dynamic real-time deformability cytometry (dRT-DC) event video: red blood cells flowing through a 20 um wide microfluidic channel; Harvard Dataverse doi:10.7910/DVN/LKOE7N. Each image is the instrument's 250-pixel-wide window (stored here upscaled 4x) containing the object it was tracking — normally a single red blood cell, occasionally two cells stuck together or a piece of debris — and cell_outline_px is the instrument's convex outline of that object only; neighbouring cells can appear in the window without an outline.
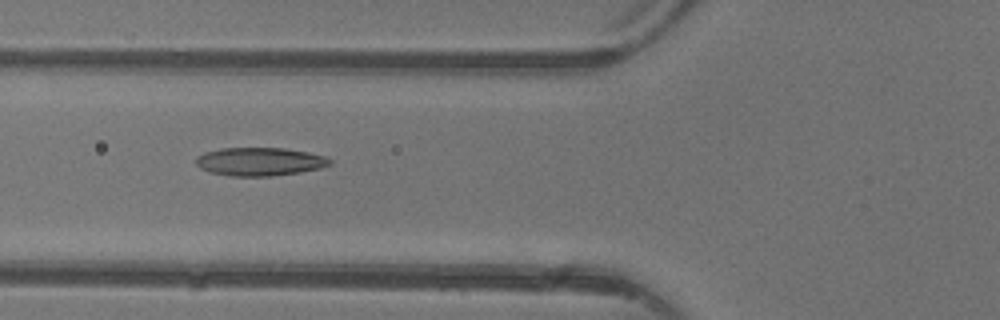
{"species": "common noctule bat (a hibernating species)", "species_latin": "Nyctalus noctula", "temperature_condition": "warm", "stored_images_in_passage": 4, "camera_frame_rate_fps": 3000, "um_per_image_px": 0.085, "animal": {"sex": "female"}, "frame": {"image": 1, "passage_image": 4, "time_ms": 4.333, "image_size_px": [1000, 320], "cell_outline_px": [[332, 164], [320, 168], [300, 172], [272, 176], [228, 176], [208, 172], [200, 168], [196, 164], [196, 156], [204, 152], [220, 148], [284, 148], [308, 152], [324, 156], [332, 160]], "centroid_in_image_um": [22.05, 13.74], "position_along_channel_um": 103.8, "area_um2": 22.25}}